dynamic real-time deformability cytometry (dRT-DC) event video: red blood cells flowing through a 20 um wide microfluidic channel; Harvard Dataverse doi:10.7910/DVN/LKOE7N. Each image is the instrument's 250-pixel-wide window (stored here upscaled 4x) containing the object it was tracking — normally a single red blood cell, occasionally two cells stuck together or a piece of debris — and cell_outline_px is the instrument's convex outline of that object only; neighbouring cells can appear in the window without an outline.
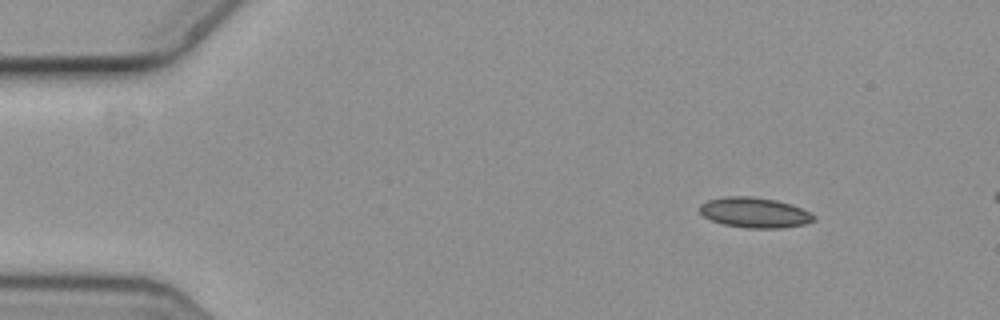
{"species": "common noctule bat (a hibernating species)", "species_latin": "Nyctalus noctula", "temperature_condition": "cold", "stored_images_in_passage": 3, "camera_frame_rate_fps": 3000, "um_per_image_px": 0.085, "animal": {"sex": "female", "body_mass_g": 19.3, "forearm_length_mm": 54.1}, "frame": {"image": 1, "passage_image": 1, "time_ms": 0.0, "image_size_px": [1000, 320], "cell_outline_px": [[816, 220], [808, 224], [784, 228], [748, 228], [724, 224], [712, 220], [704, 216], [700, 212], [700, 204], [708, 200], [728, 196], [748, 196], [776, 200], [800, 208], [816, 216]], "centroid_in_image_um": [64.17, 18.08], "position_along_channel_um": 20.8, "area_um2": 20.0}}